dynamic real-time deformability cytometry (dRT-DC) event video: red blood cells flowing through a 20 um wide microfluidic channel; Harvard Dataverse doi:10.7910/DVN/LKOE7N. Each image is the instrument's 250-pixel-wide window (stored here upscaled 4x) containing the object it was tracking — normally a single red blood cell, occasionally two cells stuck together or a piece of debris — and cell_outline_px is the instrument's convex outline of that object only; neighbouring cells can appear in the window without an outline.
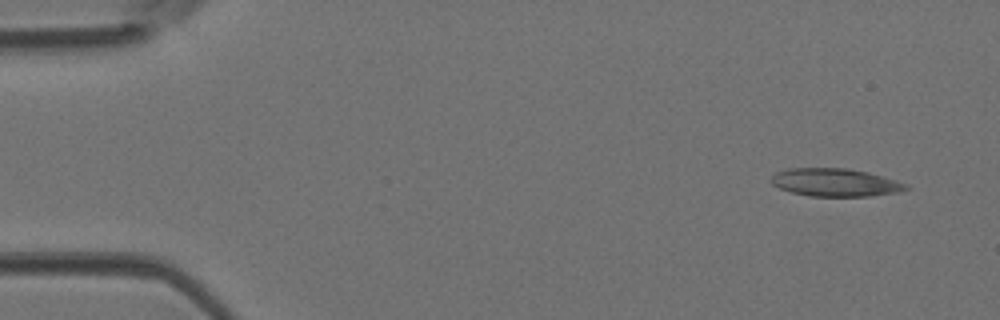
{"species": "Egyptian fruit bat (a non-hibernating species)", "species_latin": "Rousettus aegyptiacus", "temperature_condition": "room temperature", "stored_images_in_passage": 44, "segment_of_instrument_passage": [1, 2], "camera_frame_rate_fps": 3000, "um_per_image_px": 0.085, "animal": {"sex": "female"}, "frame": {"image": 1, "passage_image": 1, "time_ms": 0.0, "image_size_px": [1000, 320], "cell_outline_px": [[908, 188], [896, 192], [872, 196], [808, 196], [792, 192], [780, 188], [772, 184], [772, 176], [776, 172], [788, 168], [848, 168], [868, 172], [896, 180], [908, 184]], "centroid_in_image_um": [70.99, 15.5], "position_along_channel_um": 14.0, "area_um2": 21.85}}
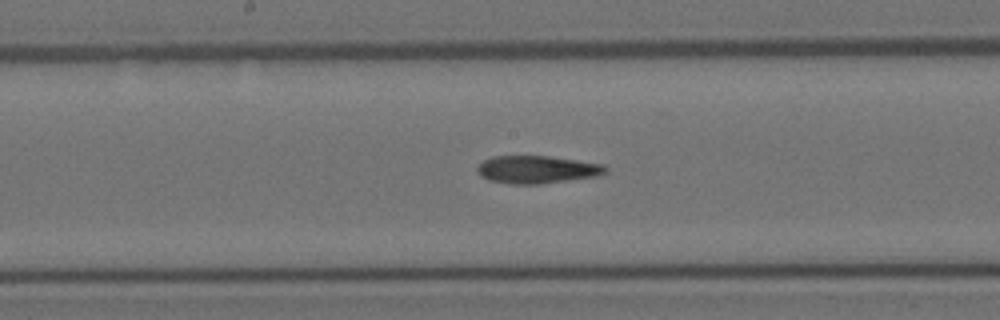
{"frame": {"image": 2, "passage_image": 21, "time_ms": 6.667, "image_size_px": [1000, 320], "cell_outline_px": [[608, 172], [596, 176], [540, 184], [508, 184], [488, 180], [480, 176], [476, 172], [476, 168], [484, 160], [492, 156], [548, 156], [604, 164], [608, 168]], "centroid_in_image_um": [45.62, 14.41], "position_along_channel_um": 202.6, "area_um2": 20.81}}
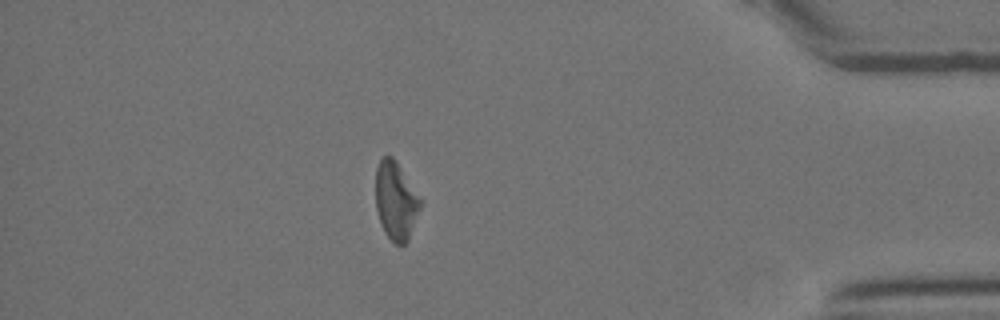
{"frame": {"image": 3, "passage_image": 37, "time_ms": 12.0, "image_size_px": [1000, 320], "cell_outline_px": [[420, 208], [408, 240], [404, 244], [396, 244], [384, 232], [380, 224], [376, 208], [376, 168], [380, 160], [384, 156], [392, 156], [396, 160], [420, 200]], "centroid_in_image_um": [33.61, 17.07], "position_along_channel_um": 401.6, "area_um2": 19.88}}